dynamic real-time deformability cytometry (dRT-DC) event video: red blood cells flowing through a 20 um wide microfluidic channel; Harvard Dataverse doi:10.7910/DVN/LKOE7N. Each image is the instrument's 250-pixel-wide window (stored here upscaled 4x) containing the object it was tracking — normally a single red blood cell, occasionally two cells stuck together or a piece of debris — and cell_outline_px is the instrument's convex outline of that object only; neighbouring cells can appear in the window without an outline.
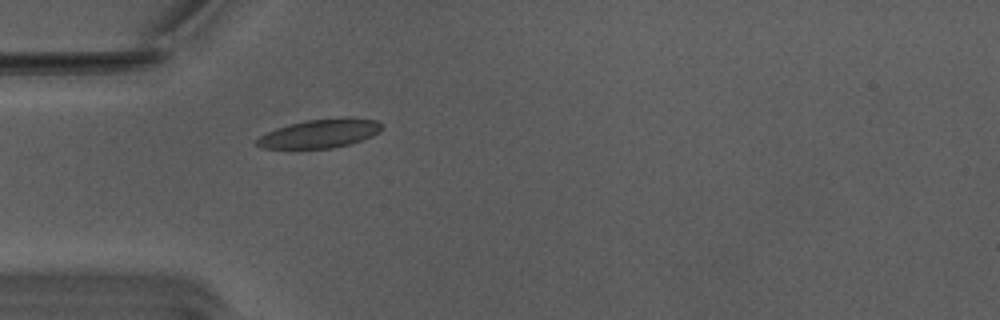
{"species": "Egyptian fruit bat (a non-hibernating species)", "species_latin": "Rousettus aegyptiacus", "temperature_condition": "warm", "stored_images_in_passage": 39, "camera_frame_rate_fps": 3000, "um_per_image_px": 0.085, "animal": {"sex": "male"}, "frame": {"image": 1, "passage_image": 1, "time_ms": 0.0, "image_size_px": [1000, 320], "cell_outline_px": [[380, 132], [372, 136], [348, 144], [332, 148], [264, 148], [252, 144], [252, 140], [276, 128], [288, 124], [308, 120], [344, 116], [352, 116], [376, 120], [380, 124]], "centroid_in_image_um": [27.16, 11.33], "position_along_channel_um": 57.8, "area_um2": 21.1}}
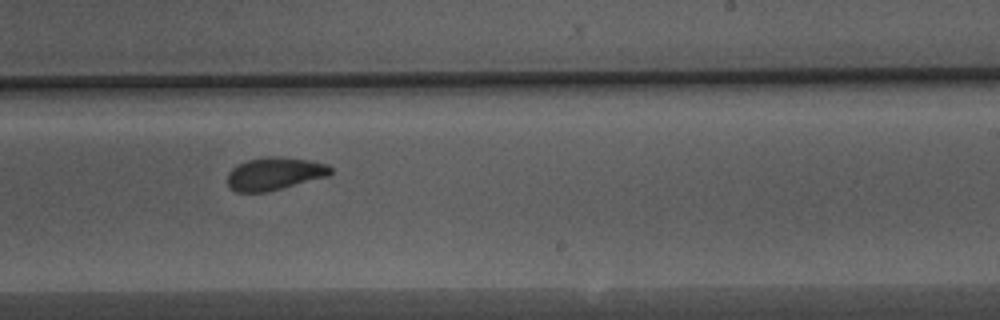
{"frame": {"image": 2, "passage_image": 18, "time_ms": 5.667, "image_size_px": [1000, 320], "cell_outline_px": [[332, 172], [328, 176], [268, 192], [236, 192], [228, 188], [228, 172], [236, 164], [248, 160], [268, 156], [276, 156], [308, 160], [328, 164], [332, 168]], "centroid_in_image_um": [23.32, 14.77], "position_along_channel_um": 265.7, "area_um2": 19.83}}
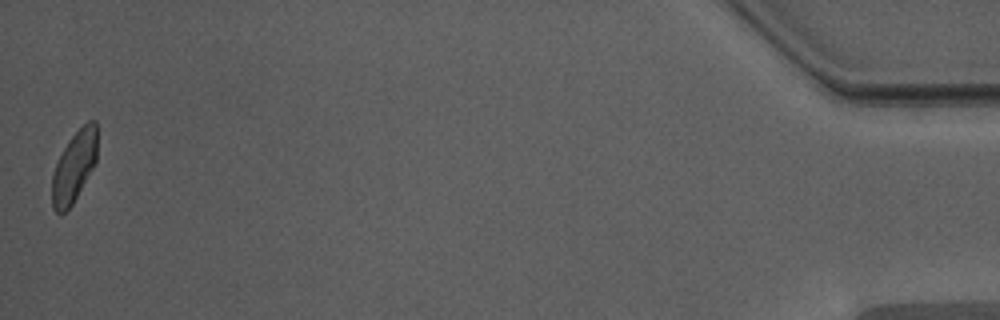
{"frame": {"image": 3, "passage_image": 39, "time_ms": 12.667, "image_size_px": [1000, 320], "cell_outline_px": [[96, 160], [92, 168], [72, 204], [64, 212], [56, 212], [52, 208], [52, 172], [64, 148], [72, 136], [88, 120], [96, 120]], "centroid_in_image_um": [6.28, 14.16], "position_along_channel_um": 428.9, "area_um2": 18.15}, "authors_computed_cell_mechanics": {"area_um2": 19.8832, "velocity_mm_per_s": 3.7416, "shape_relaxation_time_tau1_ms": 5.0827, "shape_relaxation_time_tau2_ms": 1.9516, "deformation_change_tau1": 0.138, "deformation_change_tau2": 0.0728}}